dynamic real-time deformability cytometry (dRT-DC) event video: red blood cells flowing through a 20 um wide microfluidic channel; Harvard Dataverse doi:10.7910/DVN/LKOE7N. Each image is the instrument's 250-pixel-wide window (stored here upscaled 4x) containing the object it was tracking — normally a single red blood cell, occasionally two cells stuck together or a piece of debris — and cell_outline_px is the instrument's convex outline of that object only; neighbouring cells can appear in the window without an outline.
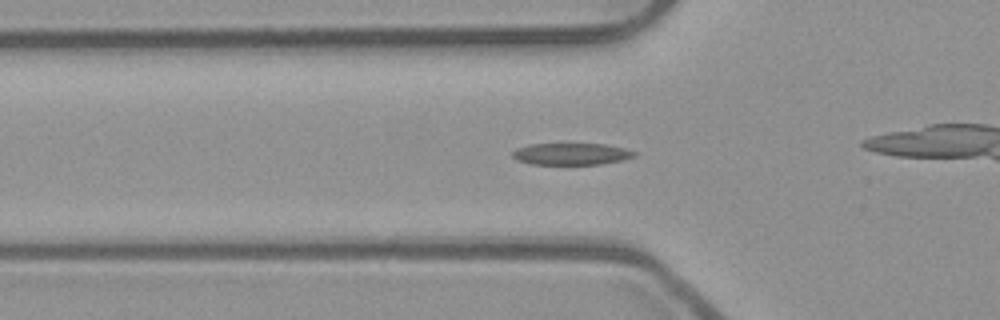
{"species": "common noctule bat (a hibernating species)", "species_latin": "Nyctalus noctula", "temperature_condition": "room temperature", "stored_images_in_passage": 31, "camera_frame_rate_fps": 3000, "um_per_image_px": 0.085, "animal": {"sex": "male", "body_mass_g": 23.1, "forearm_length_mm": 52.7}, "frame": {"image": 1, "passage_image": 3, "time_ms": 0.667, "image_size_px": [1000, 320], "cell_outline_px": [[636, 156], [620, 160], [600, 164], [532, 164], [516, 160], [512, 156], [512, 152], [516, 148], [528, 144], [604, 144], [624, 148], [636, 152]], "centroid_in_image_um": [48.52, 13.08], "position_along_channel_um": 77.3, "area_um2": 15.37}}
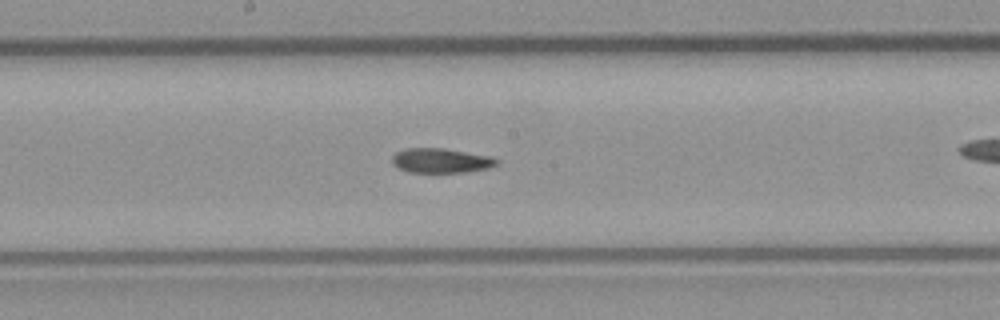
{"frame": {"image": 2, "passage_image": 13, "time_ms": 4.0, "image_size_px": [1000, 320], "cell_outline_px": [[500, 164], [488, 168], [464, 172], [408, 172], [392, 164], [392, 156], [396, 152], [408, 148], [444, 148], [492, 156], [500, 160]], "centroid_in_image_um": [37.53, 13.64], "position_along_channel_um": 210.7, "area_um2": 15.09}}
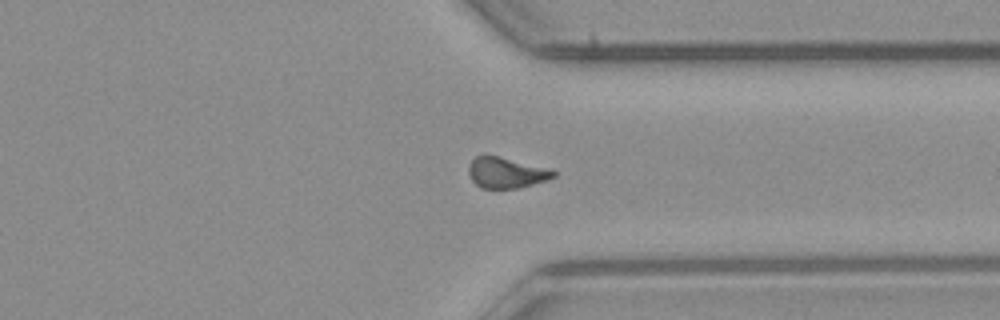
{"frame": {"image": 3, "passage_image": 25, "time_ms": 8.0, "image_size_px": [1000, 320], "cell_outline_px": [[556, 176], [548, 180], [516, 188], [480, 188], [472, 180], [468, 172], [468, 168], [472, 160], [476, 156], [496, 156], [556, 172]], "centroid_in_image_um": [42.97, 14.71], "position_along_channel_um": 368.4, "area_um2": 14.51}, "authors_computed_cell_mechanics": {"area_um2": 15.3748, "velocity_mm_per_s": 3.9642, "shape_relaxation_time_tau1_ms": null, "shape_relaxation_time_tau2_ms": 6.0052, "deformation_change_tau1": null, "deformation_change_tau2": 0.1455}}